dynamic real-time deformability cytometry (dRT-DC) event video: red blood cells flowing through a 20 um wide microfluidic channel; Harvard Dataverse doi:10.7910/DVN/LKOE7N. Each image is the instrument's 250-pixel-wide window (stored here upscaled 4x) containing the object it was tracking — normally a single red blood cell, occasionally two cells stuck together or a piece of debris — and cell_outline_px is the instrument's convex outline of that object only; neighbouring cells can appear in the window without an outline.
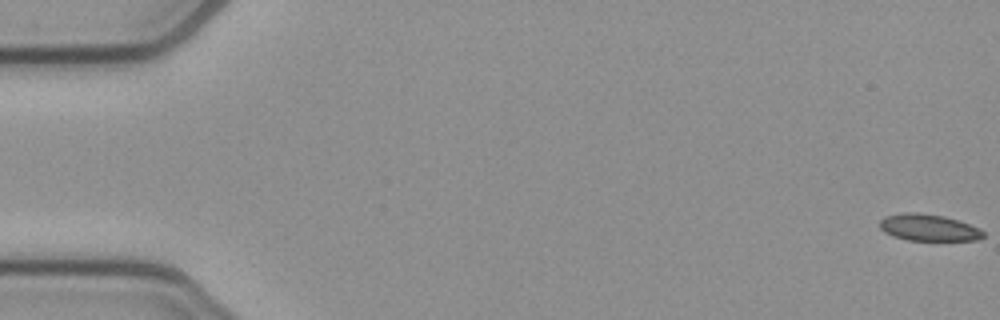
{"species": "common noctule bat (a hibernating species)", "species_latin": "Nyctalus noctula", "temperature_condition": "cold", "stored_images_in_passage": 54, "camera_frame_rate_fps": 3000, "um_per_image_px": 0.085, "animal": {"sex": "female", "body_mass_g": 21.9}, "frame": {"image": 1, "passage_image": 1, "time_ms": 0.0, "image_size_px": [1000, 320], "cell_outline_px": [[984, 236], [976, 240], [908, 240], [892, 236], [884, 232], [880, 228], [880, 220], [884, 216], [904, 212], [920, 212], [944, 216], [980, 228], [984, 232]], "centroid_in_image_um": [78.89, 19.33], "position_along_channel_um": 6.1, "area_um2": 16.13}}
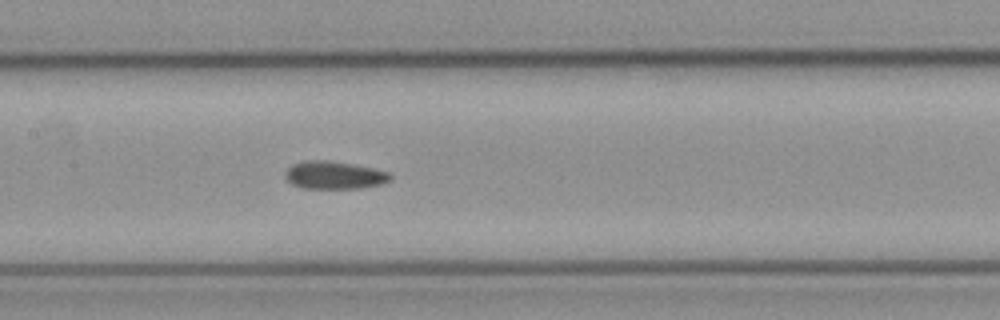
{"frame": {"image": 2, "passage_image": 26, "time_ms": 8.333, "image_size_px": [1000, 320], "cell_outline_px": [[392, 180], [380, 184], [360, 188], [304, 188], [292, 184], [284, 176], [284, 172], [292, 164], [304, 160], [328, 160], [352, 164], [372, 168], [388, 172], [392, 176]], "centroid_in_image_um": [28.39, 14.88], "position_along_channel_um": 179.0, "area_um2": 16.99}}
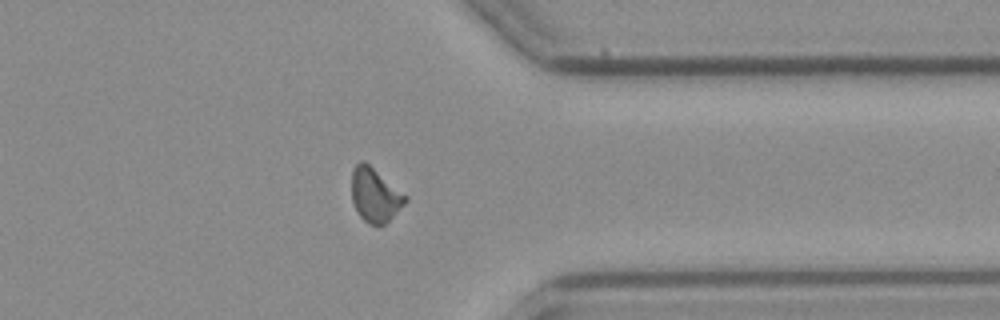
{"frame": {"image": 3, "passage_image": 42, "time_ms": 13.667, "image_size_px": [1000, 320], "cell_outline_px": [[408, 200], [384, 224], [368, 224], [356, 212], [352, 200], [352, 168], [360, 160], [364, 160], [408, 196]], "centroid_in_image_um": [31.86, 16.55], "position_along_channel_um": 379.5, "area_um2": 16.82}, "authors_computed_cell_mechanics": {"area_um2": 16.7042, "velocity_mm_per_s": 3.9072, "shape_relaxation_time_tau1_ms": null, "shape_relaxation_time_tau2_ms": 6.001, "deformation_change_tau1": null, "deformation_change_tau2": 0.135}}